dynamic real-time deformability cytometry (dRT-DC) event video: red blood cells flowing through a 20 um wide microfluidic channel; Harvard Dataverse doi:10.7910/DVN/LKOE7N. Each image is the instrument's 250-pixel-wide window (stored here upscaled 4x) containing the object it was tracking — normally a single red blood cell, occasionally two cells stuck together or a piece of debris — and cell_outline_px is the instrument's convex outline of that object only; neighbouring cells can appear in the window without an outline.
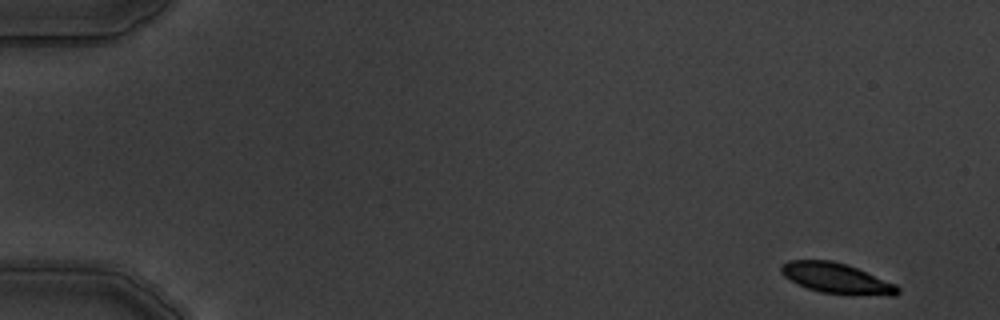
{"species": "common noctule bat (a hibernating species)", "species_latin": "Nyctalus noctula", "temperature_condition": "warm", "stored_images_in_passage": 4, "segment_of_instrument_passage": [2, 2], "camera_frame_rate_fps": 3000, "um_per_image_px": 0.085, "animal": {"sex": "male", "body_mass_g": 19.5, "forearm_length_mm": 54.6}, "frame": {"image": 1, "passage_image": 4, "time_ms": 4.333, "image_size_px": [1000, 320], "cell_outline_px": [[900, 292], [892, 296], [888, 296], [820, 292], [808, 288], [784, 276], [780, 272], [780, 264], [788, 260], [832, 260], [856, 268], [896, 284], [900, 288]], "centroid_in_image_um": [71.1, 23.64], "position_along_channel_um": 13.9, "area_um2": 20.35}}